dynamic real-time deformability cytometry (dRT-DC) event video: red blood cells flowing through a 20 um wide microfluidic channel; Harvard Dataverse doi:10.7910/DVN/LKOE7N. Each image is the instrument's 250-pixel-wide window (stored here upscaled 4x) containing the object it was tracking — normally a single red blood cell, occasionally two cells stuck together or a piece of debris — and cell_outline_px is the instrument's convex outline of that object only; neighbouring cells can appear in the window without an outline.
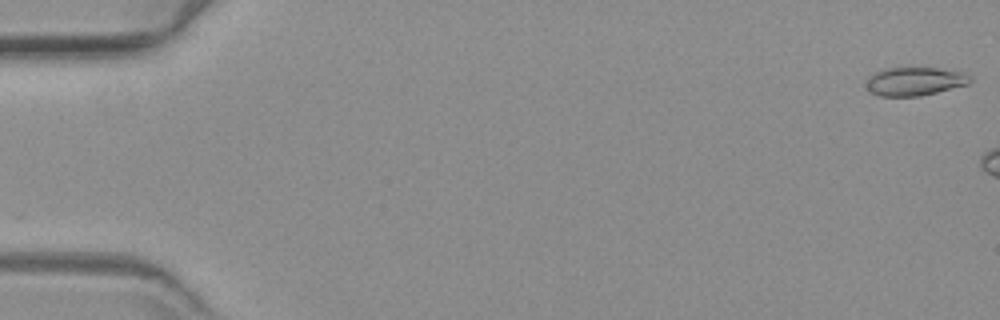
{"species": "common noctule bat (a hibernating species)", "species_latin": "Nyctalus noctula", "temperature_condition": "warm", "stored_images_in_passage": 7, "camera_frame_rate_fps": 3000, "um_per_image_px": 0.085, "animal": {"sex": "female", "body_mass_g": 19.3, "forearm_length_mm": 54.1}, "frame": {"image": 1, "passage_image": 1, "time_ms": 0.0, "image_size_px": [1000, 320], "cell_outline_px": [[972, 80], [968, 84], [920, 96], [880, 96], [868, 92], [868, 76], [884, 68], [936, 68], [964, 72], [972, 76]], "centroid_in_image_um": [77.77, 6.91], "position_along_channel_um": 7.2, "area_um2": 17.17}}